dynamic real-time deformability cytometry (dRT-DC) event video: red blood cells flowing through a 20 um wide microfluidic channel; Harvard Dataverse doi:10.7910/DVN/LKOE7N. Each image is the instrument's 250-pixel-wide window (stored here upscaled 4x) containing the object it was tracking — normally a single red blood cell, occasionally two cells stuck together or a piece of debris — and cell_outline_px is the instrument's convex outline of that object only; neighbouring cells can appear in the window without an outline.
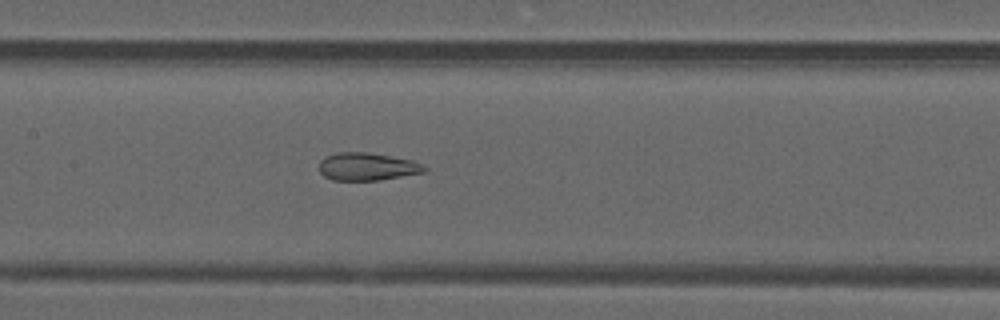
{"species": "common noctule bat (a hibernating species)", "species_latin": "Nyctalus noctula", "temperature_condition": "warm", "stored_images_in_passage": 25, "camera_frame_rate_fps": 3000, "um_per_image_px": 0.085, "animal": {"sex": "male", "forearm_length_mm": 52.5}, "frame": {"image": 1, "passage_image": 10, "time_ms": 3.0, "image_size_px": [1000, 320], "cell_outline_px": [[428, 168], [424, 172], [380, 180], [332, 180], [324, 176], [320, 172], [320, 160], [324, 156], [336, 152], [368, 152], [412, 160], [424, 164]], "centroid_in_image_um": [31.21, 14.15], "position_along_channel_um": 176.2, "area_um2": 17.11}}
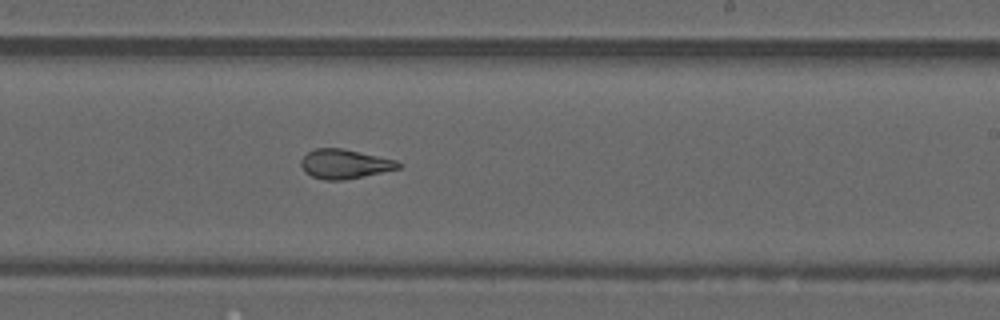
{"frame": {"image": 2, "passage_image": 16, "time_ms": 5.0, "image_size_px": [1000, 320], "cell_outline_px": [[404, 164], [400, 168], [344, 180], [324, 180], [312, 176], [304, 172], [300, 164], [300, 160], [308, 152], [316, 148], [344, 148], [396, 160]], "centroid_in_image_um": [29.29, 13.93], "position_along_channel_um": 259.7, "area_um2": 16.7}}
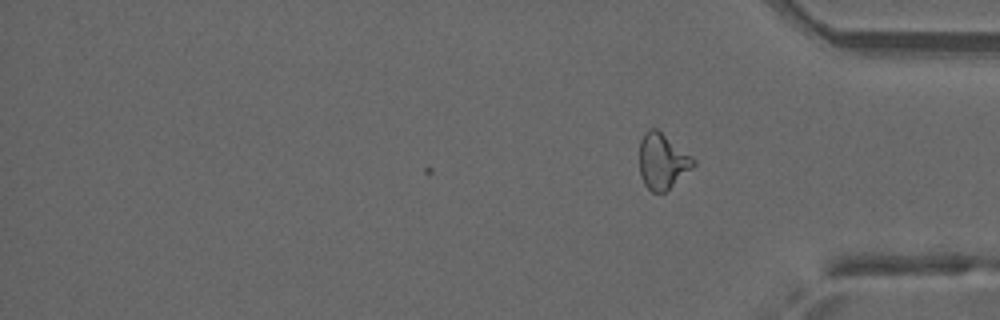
{"frame": {"image": 3, "passage_image": 25, "time_ms": 8.0, "image_size_px": [1000, 320], "cell_outline_px": [[696, 164], [692, 168], [664, 192], [652, 192], [644, 184], [640, 176], [640, 140], [644, 132], [648, 128], [656, 128], [696, 160]], "centroid_in_image_um": [56.28, 13.69], "position_along_channel_um": 378.9, "area_um2": 17.22}, "authors_computed_cell_mechanics": {"area_um2": 17.1088, "velocity_mm_per_s": 4.1924, "shape_relaxation_time_tau1_ms": null, "shape_relaxation_time_tau2_ms": 1.6883, "deformation_change_tau1": null, "deformation_change_tau2": 0.0942}}